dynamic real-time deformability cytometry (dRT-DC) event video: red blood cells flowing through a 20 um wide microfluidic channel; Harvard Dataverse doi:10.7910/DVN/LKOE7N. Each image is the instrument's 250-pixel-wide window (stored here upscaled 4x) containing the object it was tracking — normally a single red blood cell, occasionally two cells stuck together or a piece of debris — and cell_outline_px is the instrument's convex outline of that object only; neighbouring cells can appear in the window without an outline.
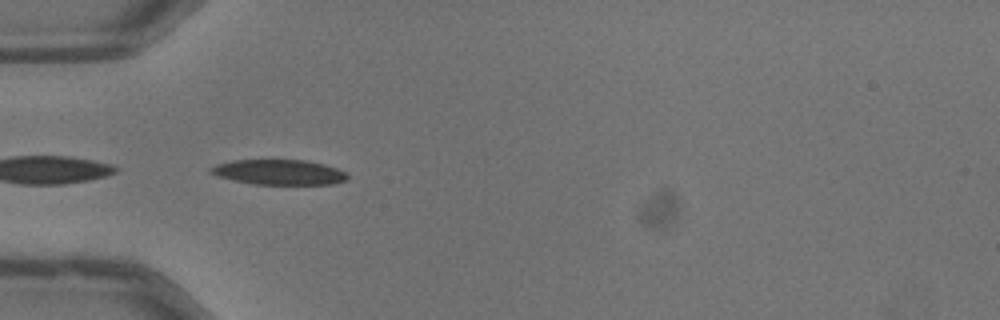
{"species": "common noctule bat (a hibernating species)", "species_latin": "Nyctalus noctula", "temperature_condition": "warm", "stored_images_in_passage": 41, "camera_frame_rate_fps": 3000, "um_per_image_px": 0.085, "animal": {"sex": "male", "body_mass_g": 13.3}, "frame": {"image": 1, "passage_image": 6, "time_ms": 1.667, "image_size_px": [1000, 320], "cell_outline_px": [[348, 176], [344, 180], [332, 184], [252, 184], [216, 176], [208, 172], [208, 168], [216, 164], [232, 160], [304, 160], [324, 164], [336, 168], [344, 172]], "centroid_in_image_um": [23.64, 14.63], "position_along_channel_um": 61.4, "area_um2": 19.94}}
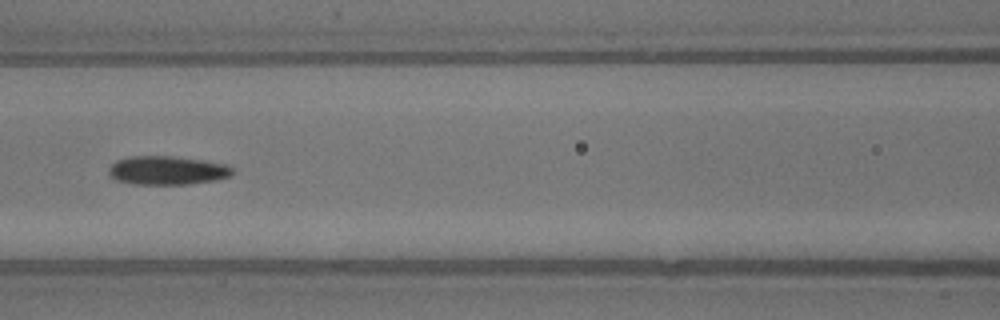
{"frame": {"image": 2, "passage_image": 13, "time_ms": 4.0, "image_size_px": [1000, 320], "cell_outline_px": [[232, 176], [216, 180], [188, 184], [132, 184], [116, 180], [108, 176], [108, 168], [116, 160], [128, 156], [172, 156], [204, 160], [232, 164]], "centroid_in_image_um": [14.22, 14.48], "position_along_channel_um": 152.4, "area_um2": 21.1}}
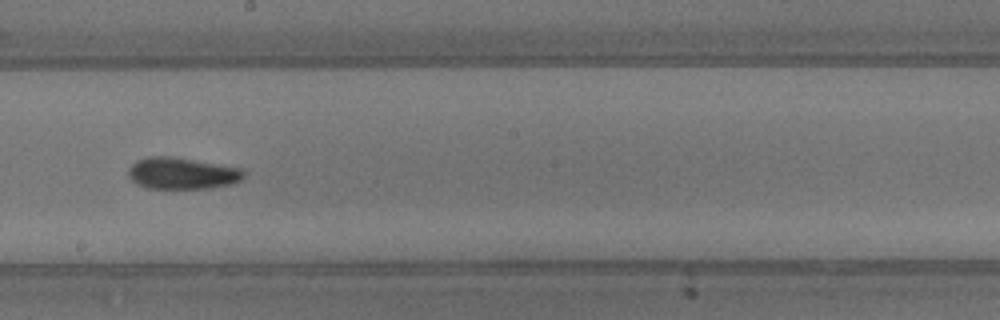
{"frame": {"image": 3, "passage_image": 19, "time_ms": 6.0, "image_size_px": [1000, 320], "cell_outline_px": [[244, 176], [240, 180], [232, 184], [208, 188], [148, 188], [136, 184], [128, 176], [128, 168], [136, 160], [148, 156], [172, 156], [244, 168]], "centroid_in_image_um": [15.47, 14.72], "position_along_channel_um": 232.7, "area_um2": 21.44}, "authors_computed_cell_mechanics": {"area_um2": 20.6346, "velocity_mm_per_s": 4.0335, "shape_relaxation_time_tau1_ms": 5.7665, "shape_relaxation_time_tau2_ms": 3.8245, "deformation_change_tau1": 0.1621, "deformation_change_tau2": 0.0981}}